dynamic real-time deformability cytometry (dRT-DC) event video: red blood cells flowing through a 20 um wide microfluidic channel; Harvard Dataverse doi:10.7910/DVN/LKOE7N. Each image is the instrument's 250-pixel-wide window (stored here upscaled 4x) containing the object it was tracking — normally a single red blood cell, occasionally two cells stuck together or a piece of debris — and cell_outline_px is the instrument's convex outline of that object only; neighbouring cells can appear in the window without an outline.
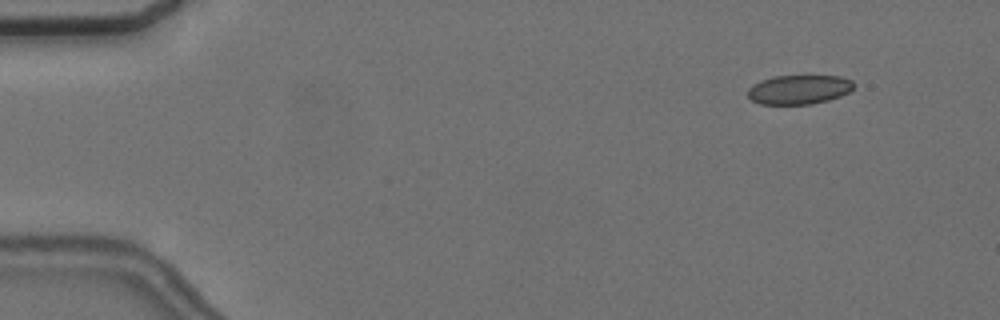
{"species": "common noctule bat (a hibernating species)", "species_latin": "Nyctalus noctula", "temperature_condition": "cold", "stored_images_in_passage": 57, "camera_frame_rate_fps": 3000, "um_per_image_px": 0.085, "animal": {"sex": "female", "body_mass_g": 24.6, "forearm_length_mm": 56.2}, "frame": {"image": 1, "passage_image": 6, "time_ms": 1.667, "image_size_px": [1000, 320], "cell_outline_px": [[852, 88], [836, 96], [820, 100], [800, 104], [768, 104], [756, 100], [752, 96], [752, 88], [768, 80], [784, 76], [828, 76], [844, 80], [852, 84]], "centroid_in_image_um": [67.93, 7.61], "position_along_channel_um": 17.1, "area_um2": 15.78}}
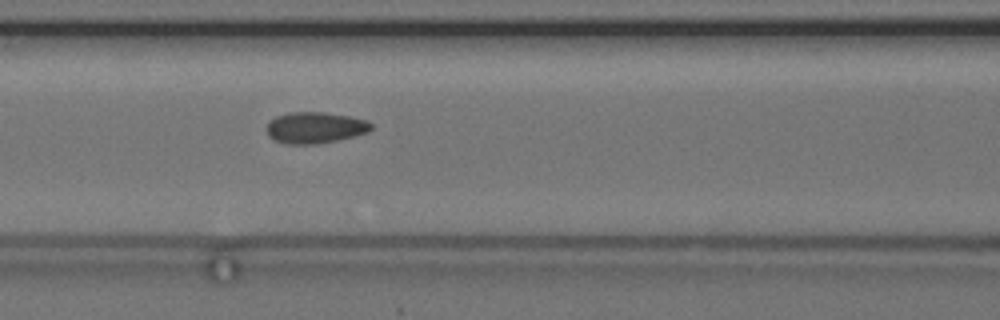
{"frame": {"image": 2, "passage_image": 25, "time_ms": 8.0, "image_size_px": [1000, 320], "cell_outline_px": [[368, 128], [360, 132], [344, 136], [324, 140], [284, 140], [272, 136], [268, 128], [276, 120], [284, 116], [332, 116], [356, 120], [368, 124]], "centroid_in_image_um": [26.75, 10.86], "position_along_channel_um": 139.8, "area_um2": 13.93}}
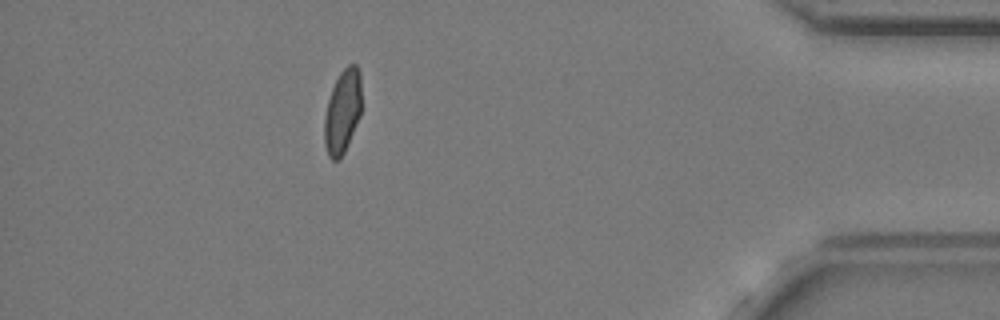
{"frame": {"image": 3, "passage_image": 51, "time_ms": 16.667, "image_size_px": [1000, 320], "cell_outline_px": [[360, 112], [348, 140], [340, 156], [336, 160], [328, 152], [328, 104], [332, 92], [340, 76], [352, 64], [356, 68], [360, 92]], "centroid_in_image_um": [29.17, 9.45], "position_along_channel_um": 406.0, "area_um2": 15.09}, "authors_computed_cell_mechanics": {"area_um2": 14.9124, "velocity_mm_per_s": 3.6274, "shape_relaxation_time_tau1_ms": null, "shape_relaxation_time_tau2_ms": 1.4278, "deformation_change_tau1": null, "deformation_change_tau2": 0.0621}}